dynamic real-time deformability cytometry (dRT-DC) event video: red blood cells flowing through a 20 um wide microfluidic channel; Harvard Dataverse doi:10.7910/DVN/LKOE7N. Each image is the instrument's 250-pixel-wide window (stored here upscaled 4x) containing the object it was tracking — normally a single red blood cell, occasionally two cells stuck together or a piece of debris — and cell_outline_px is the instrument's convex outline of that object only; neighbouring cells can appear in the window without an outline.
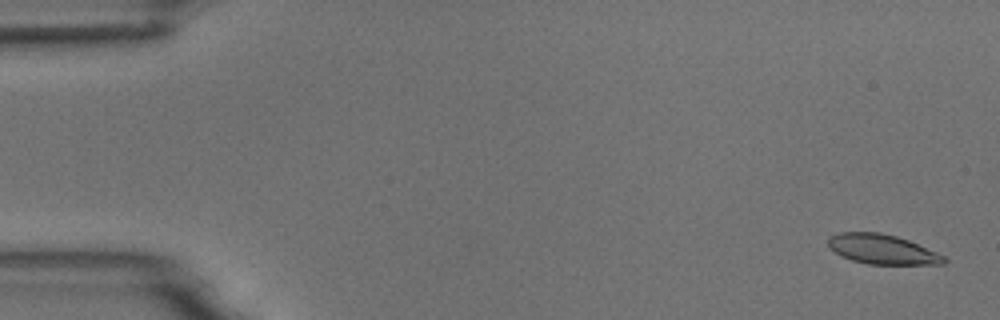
{"species": "common noctule bat (a hibernating species)", "species_latin": "Nyctalus noctula", "temperature_condition": "room temperature", "stored_images_in_passage": 6, "segment_of_instrument_passage": [1, 2], "camera_frame_rate_fps": 3000, "um_per_image_px": 0.085, "animal": {"sex": "male", "body_mass_g": 18.8}, "frame": {"image": 1, "passage_image": 1, "time_ms": 0.0, "image_size_px": [1000, 320], "cell_outline_px": [[948, 260], [944, 264], [868, 264], [852, 260], [828, 248], [828, 236], [840, 232], [880, 232], [896, 236], [908, 240], [936, 252], [944, 256]], "centroid_in_image_um": [74.97, 21.18], "position_along_channel_um": 10.0, "area_um2": 19.94}}